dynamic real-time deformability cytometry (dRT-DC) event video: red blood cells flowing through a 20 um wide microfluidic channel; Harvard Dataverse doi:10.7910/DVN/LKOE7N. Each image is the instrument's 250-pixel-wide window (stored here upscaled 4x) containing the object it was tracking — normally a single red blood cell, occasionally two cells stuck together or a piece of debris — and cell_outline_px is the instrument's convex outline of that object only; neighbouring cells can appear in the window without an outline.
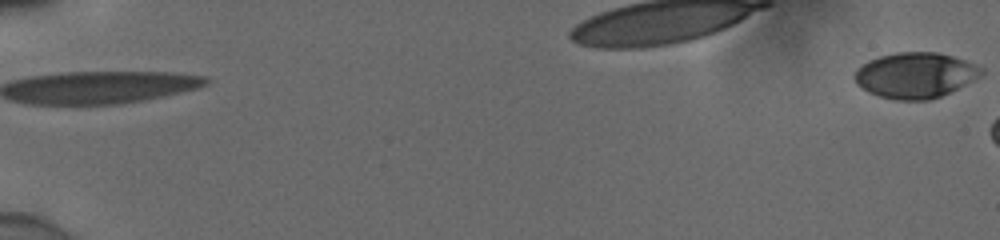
{"species": "human", "species_latin": "Homo sapiens", "temperature_condition": "cold", "stored_images_in_passage": 6, "camera_frame_rate_fps": 3000, "um_per_image_px": 0.085, "donor": {"sex": "male"}, "frame": {"image": 1, "passage_image": 1, "time_ms": 0.0, "image_size_px": [1000, 240], "cell_outline_px": [[984, 76], [940, 96], [928, 100], [896, 100], [880, 96], [868, 92], [856, 84], [852, 76], [856, 68], [868, 60], [880, 56], [896, 52], [936, 52], [952, 56], [964, 60], [984, 68]], "centroid_in_image_um": [77.79, 6.39], "position_along_channel_um": 7.2, "area_um2": 33.93}}